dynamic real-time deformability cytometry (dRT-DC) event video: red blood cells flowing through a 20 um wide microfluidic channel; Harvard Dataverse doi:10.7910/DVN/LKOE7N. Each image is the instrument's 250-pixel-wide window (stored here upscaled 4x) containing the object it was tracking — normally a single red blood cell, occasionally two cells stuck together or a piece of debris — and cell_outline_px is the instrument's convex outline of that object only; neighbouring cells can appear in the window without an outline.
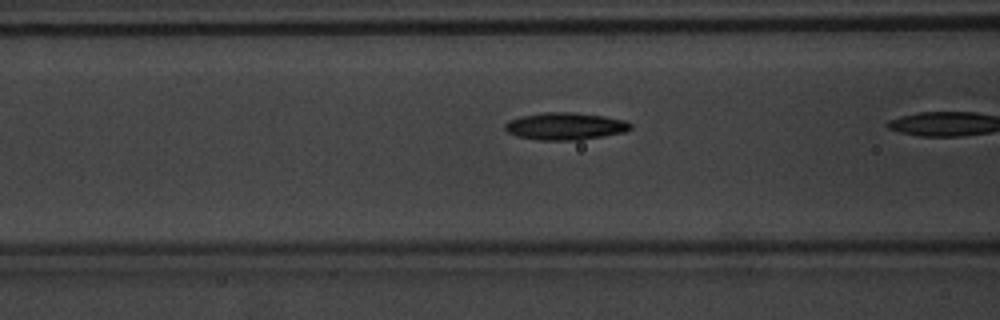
{"species": "common noctule bat (a hibernating species)", "species_latin": "Nyctalus noctula", "temperature_condition": "warm", "stored_images_in_passage": 9, "camera_frame_rate_fps": 3000, "um_per_image_px": 0.085, "animal": {"sex": "male", "body_mass_g": 20.1, "forearm_length_mm": 53.5}, "frame": {"image": 1, "passage_image": 8, "time_ms": 2.333, "image_size_px": [1000, 320], "cell_outline_px": [[632, 128], [624, 132], [604, 136], [580, 140], [540, 140], [516, 136], [508, 132], [504, 128], [504, 124], [508, 120], [524, 116], [544, 112], [572, 112], [604, 116], [624, 120], [632, 124]], "centroid_in_image_um": [48.05, 10.73], "position_along_channel_um": 118.6, "area_um2": 19.94}}